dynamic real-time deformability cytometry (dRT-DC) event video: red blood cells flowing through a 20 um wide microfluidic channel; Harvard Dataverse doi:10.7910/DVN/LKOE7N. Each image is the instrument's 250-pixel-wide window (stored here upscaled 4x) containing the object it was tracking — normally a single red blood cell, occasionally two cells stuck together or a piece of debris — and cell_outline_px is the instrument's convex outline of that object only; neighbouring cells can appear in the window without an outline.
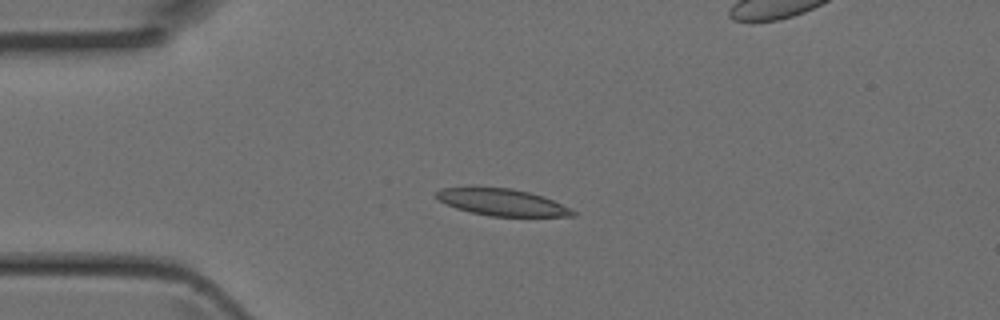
{"species": "Egyptian fruit bat (a non-hibernating species)", "species_latin": "Rousettus aegyptiacus", "temperature_condition": "room temperature", "stored_images_in_passage": 4, "camera_frame_rate_fps": 3000, "um_per_image_px": 0.085, "animal": {"sex": "female"}, "frame": {"image": 1, "passage_image": 3, "time_ms": 0.667, "image_size_px": [1000, 320], "cell_outline_px": [[576, 216], [488, 216], [456, 208], [440, 200], [436, 196], [436, 192], [440, 188], [512, 188], [544, 196], [576, 212]], "centroid_in_image_um": [42.69, 17.2], "position_along_channel_um": 42.3, "area_um2": 20.81}}